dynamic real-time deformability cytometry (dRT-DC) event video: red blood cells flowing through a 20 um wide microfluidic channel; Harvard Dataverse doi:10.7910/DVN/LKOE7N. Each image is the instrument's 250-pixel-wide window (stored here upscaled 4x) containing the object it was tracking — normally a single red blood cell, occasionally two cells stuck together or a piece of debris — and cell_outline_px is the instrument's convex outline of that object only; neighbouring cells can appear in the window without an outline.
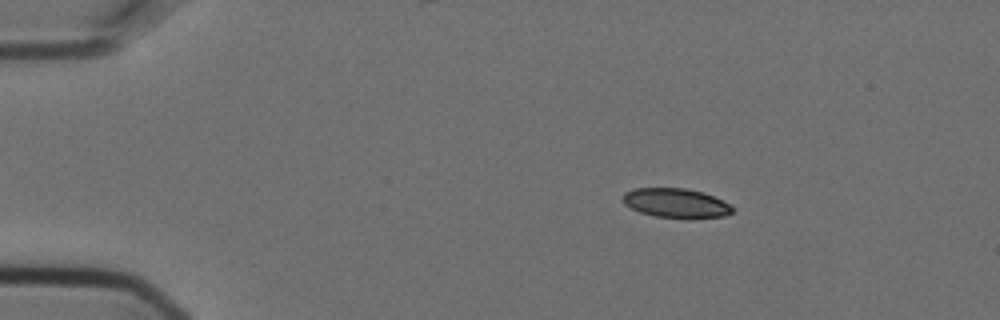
{"species": "Egyptian fruit bat (a non-hibernating species)", "species_latin": "Rousettus aegyptiacus", "temperature_condition": "cold", "stored_images_in_passage": 4, "camera_frame_rate_fps": 3000, "um_per_image_px": 0.085, "animal": {"sex": "female"}, "frame": {"image": 1, "passage_image": 2, "time_ms": 0.333, "image_size_px": [1000, 320], "cell_outline_px": [[736, 208], [732, 212], [724, 216], [656, 216], [640, 212], [624, 204], [620, 200], [620, 196], [624, 192], [636, 188], [688, 188], [704, 192], [732, 204]], "centroid_in_image_um": [57.43, 17.21], "position_along_channel_um": 27.6, "area_um2": 18.5}}